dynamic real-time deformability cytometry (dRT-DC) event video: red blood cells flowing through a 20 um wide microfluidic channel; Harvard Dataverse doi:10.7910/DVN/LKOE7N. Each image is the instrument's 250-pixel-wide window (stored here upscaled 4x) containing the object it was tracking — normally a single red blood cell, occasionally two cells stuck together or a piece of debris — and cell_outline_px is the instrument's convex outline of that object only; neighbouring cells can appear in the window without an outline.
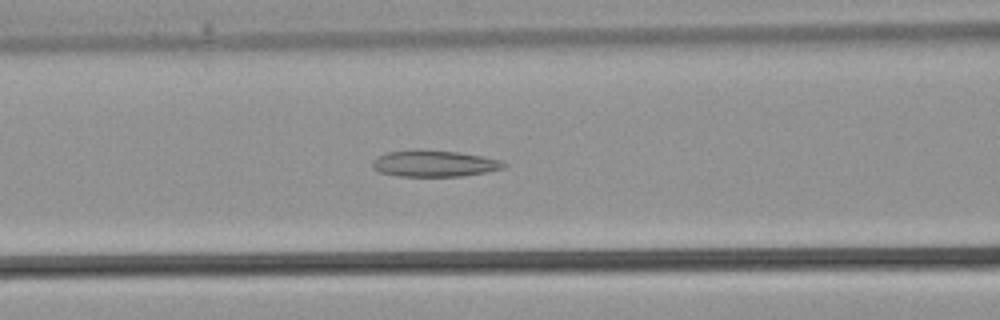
{"species": "common noctule bat (a hibernating species)", "species_latin": "Nyctalus noctula", "temperature_condition": "warm", "stored_images_in_passage": 35, "camera_frame_rate_fps": 3000, "um_per_image_px": 0.085, "animal": {"sex": "male", "body_mass_g": 21.5, "forearm_length_mm": 52.0}, "frame": {"image": 1, "passage_image": 14, "time_ms": 4.333, "image_size_px": [1000, 320], "cell_outline_px": [[508, 164], [504, 168], [488, 172], [464, 176], [400, 176], [380, 172], [372, 168], [372, 160], [376, 156], [388, 152], [420, 148], [456, 152], [480, 156], [500, 160]], "centroid_in_image_um": [36.89, 13.89], "position_along_channel_um": 129.7, "area_um2": 20.46}}
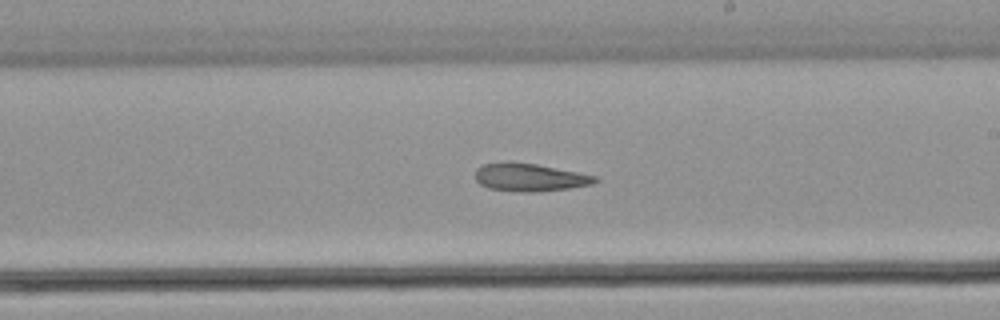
{"frame": {"image": 2, "passage_image": 20, "time_ms": 6.333, "image_size_px": [1000, 320], "cell_outline_px": [[600, 180], [592, 184], [568, 188], [540, 192], [520, 192], [488, 188], [480, 184], [476, 180], [476, 168], [484, 164], [508, 160], [536, 164], [596, 176]], "centroid_in_image_um": [44.99, 15.06], "position_along_channel_um": 244.0, "area_um2": 19.59}}
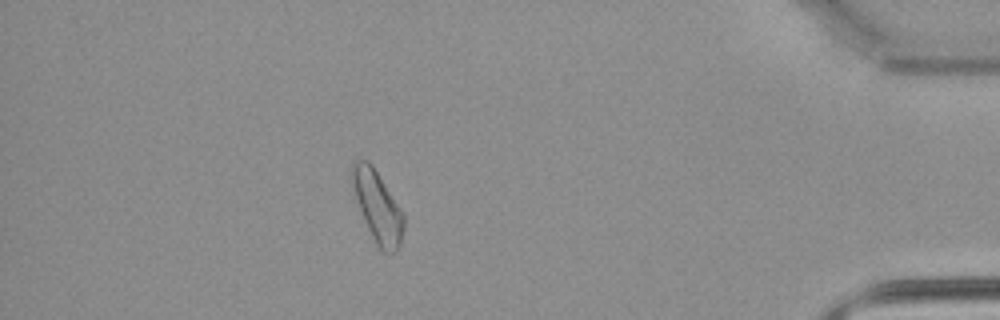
{"frame": {"image": 3, "passage_image": 31, "time_ms": 10.0, "image_size_px": [1000, 320], "cell_outline_px": [[404, 228], [400, 244], [396, 252], [388, 256], [380, 252], [364, 220], [352, 184], [352, 164], [356, 160], [368, 160], [372, 164], [400, 208], [404, 216]], "centroid_in_image_um": [32.12, 17.63], "position_along_channel_um": 403.1, "area_um2": 21.15}}